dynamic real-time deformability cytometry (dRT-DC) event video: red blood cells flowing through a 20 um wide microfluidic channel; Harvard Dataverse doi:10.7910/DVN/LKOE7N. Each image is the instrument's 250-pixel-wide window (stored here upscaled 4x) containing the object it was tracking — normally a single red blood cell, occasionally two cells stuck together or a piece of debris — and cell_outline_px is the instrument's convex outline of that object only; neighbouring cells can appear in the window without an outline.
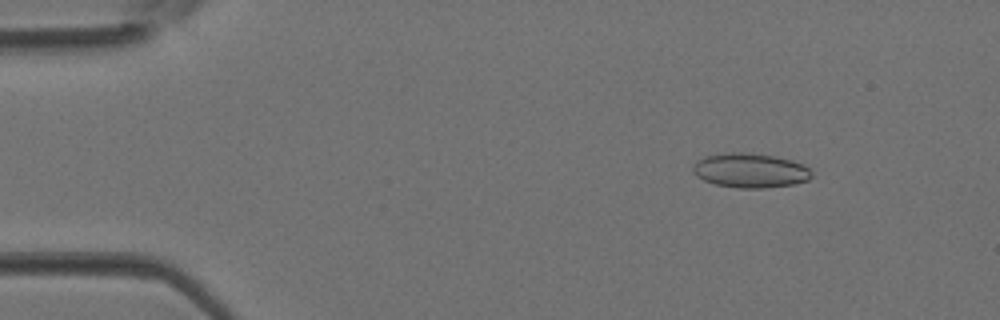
{"species": "Egyptian fruit bat (a non-hibernating species)", "species_latin": "Rousettus aegyptiacus", "temperature_condition": "room temperature", "stored_images_in_passage": 4, "camera_frame_rate_fps": 3000, "um_per_image_px": 0.085, "animal": {"sex": "female"}, "frame": {"image": 1, "passage_image": 2, "time_ms": 0.333, "image_size_px": [1000, 320], "cell_outline_px": [[812, 176], [808, 180], [792, 184], [764, 188], [740, 188], [716, 184], [704, 180], [696, 176], [692, 172], [692, 168], [696, 160], [704, 156], [724, 152], [744, 152], [772, 156], [792, 160], [804, 164], [812, 172]], "centroid_in_image_um": [63.74, 14.48], "position_along_channel_um": 21.3, "area_um2": 23.93}}